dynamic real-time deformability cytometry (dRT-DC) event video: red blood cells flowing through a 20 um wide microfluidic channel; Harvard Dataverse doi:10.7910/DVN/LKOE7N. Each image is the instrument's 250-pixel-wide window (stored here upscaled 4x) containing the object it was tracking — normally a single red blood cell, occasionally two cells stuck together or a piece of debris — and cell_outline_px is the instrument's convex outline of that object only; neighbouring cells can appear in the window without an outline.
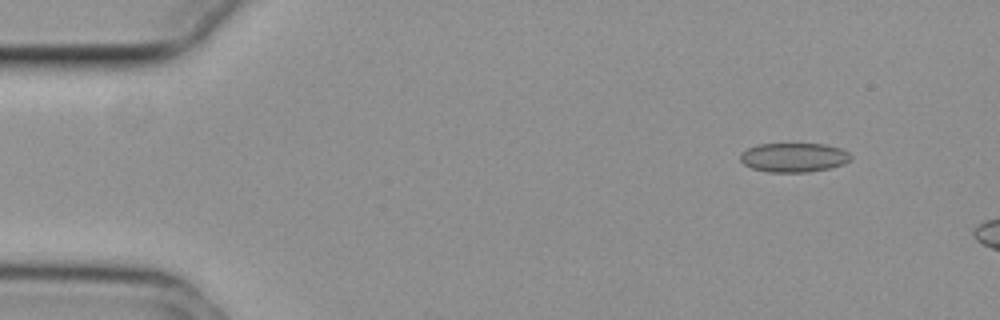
{"species": "common noctule bat (a hibernating species)", "species_latin": "Nyctalus noctula", "temperature_condition": "cold", "stored_images_in_passage": 8, "camera_frame_rate_fps": 3000, "um_per_image_px": 0.085, "animal": {"sex": "female", "body_mass_g": 29.2, "forearm_length_mm": 56.3}, "frame": {"image": 1, "passage_image": 5, "time_ms": 1.333, "image_size_px": [1000, 320], "cell_outline_px": [[852, 160], [844, 164], [828, 168], [808, 172], [768, 172], [752, 168], [744, 164], [740, 160], [740, 152], [756, 144], [824, 144], [840, 148], [848, 152], [852, 156]], "centroid_in_image_um": [67.47, 13.38], "position_along_channel_um": 17.5, "area_um2": 18.9}}